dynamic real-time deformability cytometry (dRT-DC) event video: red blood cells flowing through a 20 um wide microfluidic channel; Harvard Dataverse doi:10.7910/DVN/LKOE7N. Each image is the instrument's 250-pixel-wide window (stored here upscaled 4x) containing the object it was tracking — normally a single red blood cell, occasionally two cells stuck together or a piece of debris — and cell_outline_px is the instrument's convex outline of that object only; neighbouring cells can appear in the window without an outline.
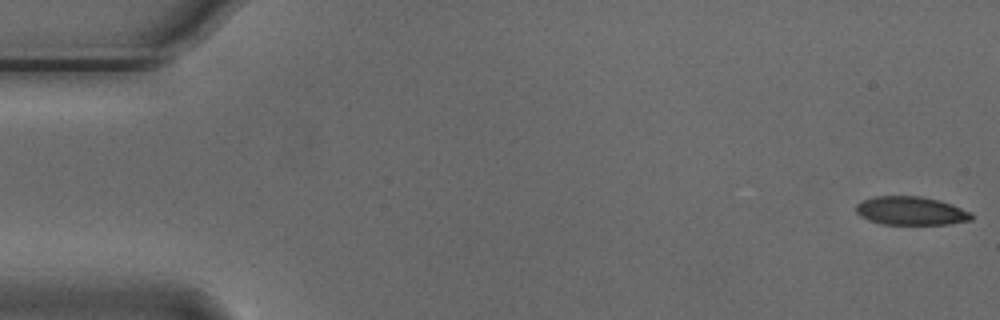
{"species": "Egyptian fruit bat (a non-hibernating species)", "species_latin": "Rousettus aegyptiacus", "temperature_condition": "cold", "stored_images_in_passage": 55, "camera_frame_rate_fps": 3000, "um_per_image_px": 0.085, "animal": {"sex": "male"}, "frame": {"image": 1, "passage_image": 1, "time_ms": 0.0, "image_size_px": [1000, 320], "cell_outline_px": [[972, 220], [948, 224], [884, 224], [868, 220], [860, 216], [856, 212], [856, 204], [864, 200], [876, 196], [920, 196], [940, 200], [952, 204], [972, 212]], "centroid_in_image_um": [77.45, 17.92], "position_along_channel_um": 7.6, "area_um2": 19.19}}
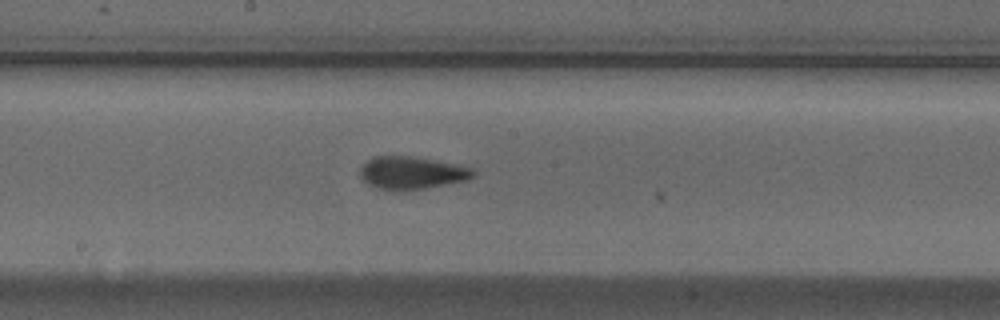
{"frame": {"image": 2, "passage_image": 29, "time_ms": 9.333, "image_size_px": [1000, 320], "cell_outline_px": [[476, 176], [468, 180], [424, 188], [400, 192], [396, 192], [376, 188], [368, 184], [360, 176], [360, 168], [372, 156], [408, 156], [456, 164], [472, 168], [476, 172]], "centroid_in_image_um": [34.99, 14.71], "position_along_channel_um": 213.2, "area_um2": 21.68}}
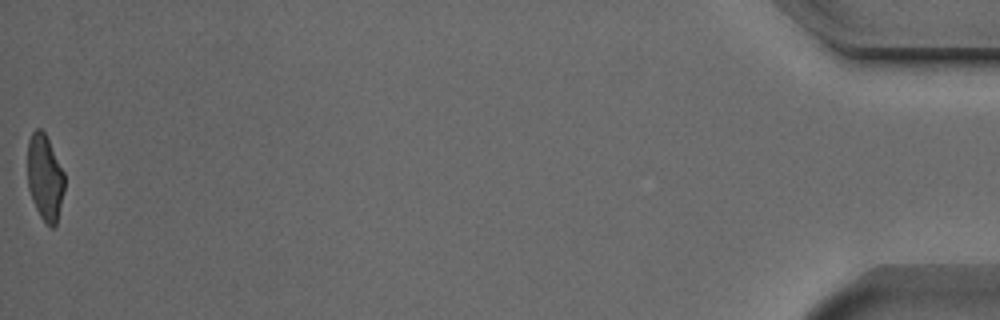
{"frame": {"image": 3, "passage_image": 55, "time_ms": 18.0, "image_size_px": [1000, 320], "cell_outline_px": [[64, 188], [56, 224], [52, 228], [40, 216], [32, 200], [28, 188], [28, 140], [32, 132], [36, 128], [40, 128], [44, 132], [64, 172]], "centroid_in_image_um": [3.8, 15.07], "position_along_channel_um": 431.4, "area_um2": 18.21}, "authors_computed_cell_mechanics": {"area_um2": 20.4034, "velocity_mm_per_s": 3.7207, "shape_relaxation_time_tau1_ms": 4.0637, "shape_relaxation_time_tau2_ms": 1.6474, "deformation_change_tau1": 0.176, "deformation_change_tau2": 0.0887}}